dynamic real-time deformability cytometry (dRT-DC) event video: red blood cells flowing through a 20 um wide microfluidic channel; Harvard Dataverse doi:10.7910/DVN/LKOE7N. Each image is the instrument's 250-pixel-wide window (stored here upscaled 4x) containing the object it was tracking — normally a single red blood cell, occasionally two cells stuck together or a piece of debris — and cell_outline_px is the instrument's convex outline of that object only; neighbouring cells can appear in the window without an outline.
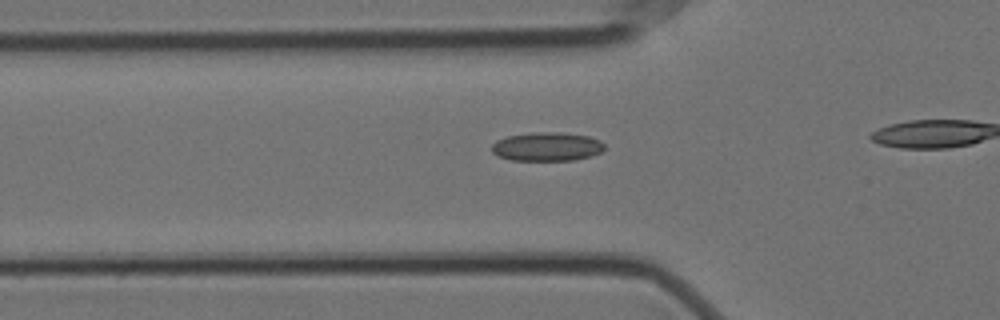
{"species": "Egyptian fruit bat (a non-hibernating species)", "species_latin": "Rousettus aegyptiacus", "temperature_condition": "cold", "stored_images_in_passage": 41, "camera_frame_rate_fps": 3000, "um_per_image_px": 0.085, "animal": {"sex": "female"}, "frame": {"image": 1, "passage_image": 15, "time_ms": 4.667, "image_size_px": [1000, 320], "cell_outline_px": [[604, 148], [600, 152], [592, 156], [572, 160], [512, 160], [500, 156], [492, 152], [492, 144], [496, 140], [508, 136], [536, 132], [560, 132], [588, 136], [600, 140], [604, 144]], "centroid_in_image_um": [46.5, 12.46], "position_along_channel_um": 79.3, "area_um2": 18.79}}
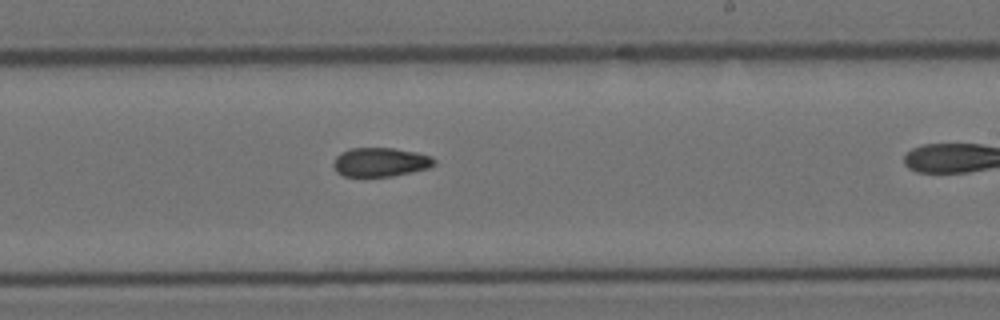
{"frame": {"image": 2, "passage_image": 30, "time_ms": 9.667, "image_size_px": [1000, 320], "cell_outline_px": [[436, 164], [428, 168], [392, 176], [344, 176], [336, 172], [332, 164], [336, 156], [340, 152], [352, 148], [392, 148], [416, 152], [432, 156], [436, 160]], "centroid_in_image_um": [32.33, 13.77], "position_along_channel_um": 256.7, "area_um2": 17.05}}
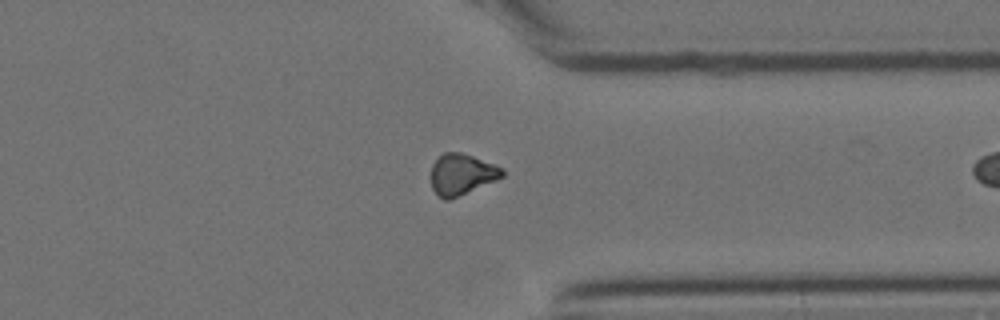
{"frame": {"image": 3, "passage_image": 40, "time_ms": 13.0, "image_size_px": [1000, 320], "cell_outline_px": [[504, 176], [496, 180], [448, 200], [444, 200], [432, 188], [432, 164], [444, 152], [460, 152], [496, 164], [504, 168]], "centroid_in_image_um": [39.27, 14.8], "position_along_channel_um": 372.1, "area_um2": 16.82}}